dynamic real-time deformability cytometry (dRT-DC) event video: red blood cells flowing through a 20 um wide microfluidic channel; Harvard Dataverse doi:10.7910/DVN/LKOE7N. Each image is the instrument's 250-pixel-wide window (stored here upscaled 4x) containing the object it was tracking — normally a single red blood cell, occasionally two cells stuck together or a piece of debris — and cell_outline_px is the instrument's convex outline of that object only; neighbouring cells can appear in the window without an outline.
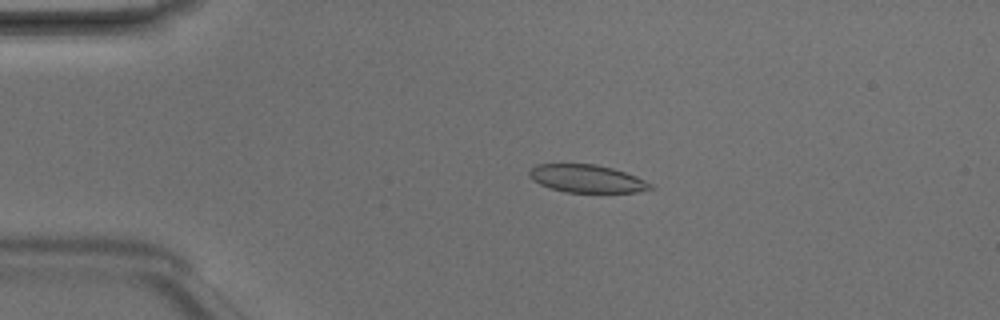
{"species": "Egyptian fruit bat (a non-hibernating species)", "species_latin": "Rousettus aegyptiacus", "temperature_condition": "room temperature", "stored_images_in_passage": 5, "camera_frame_rate_fps": 3000, "um_per_image_px": 0.085, "animal": {"sex": "male"}, "frame": {"image": 1, "passage_image": 3, "time_ms": 0.667, "image_size_px": [1000, 320], "cell_outline_px": [[656, 188], [636, 192], [564, 192], [540, 184], [532, 180], [528, 176], [528, 172], [536, 164], [596, 164], [612, 168], [636, 176], [652, 184]], "centroid_in_image_um": [49.88, 15.18], "position_along_channel_um": 35.1, "area_um2": 19.59}}
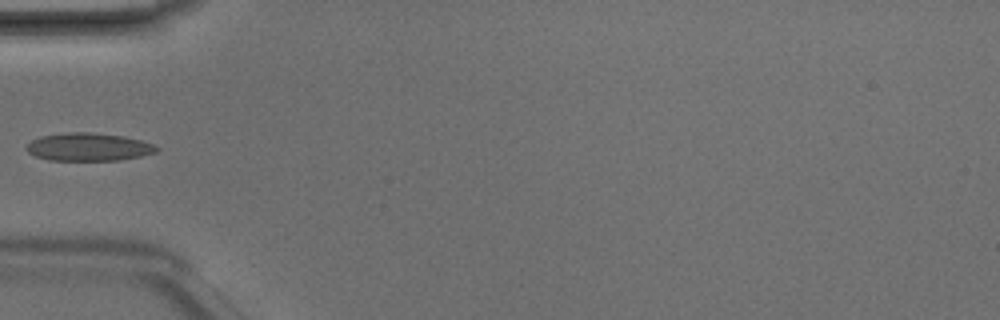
{"frame": {"image": 2, "passage_image": 5, "time_ms": 1.333, "image_size_px": [1000, 320], "cell_outline_px": [[160, 148], [156, 152], [140, 156], [120, 160], [48, 160], [36, 156], [28, 152], [24, 148], [32, 140], [40, 136], [64, 132], [92, 132], [124, 136], [140, 140], [152, 144]], "centroid_in_image_um": [7.5, 12.48], "position_along_channel_um": 77.5, "area_um2": 21.21}}